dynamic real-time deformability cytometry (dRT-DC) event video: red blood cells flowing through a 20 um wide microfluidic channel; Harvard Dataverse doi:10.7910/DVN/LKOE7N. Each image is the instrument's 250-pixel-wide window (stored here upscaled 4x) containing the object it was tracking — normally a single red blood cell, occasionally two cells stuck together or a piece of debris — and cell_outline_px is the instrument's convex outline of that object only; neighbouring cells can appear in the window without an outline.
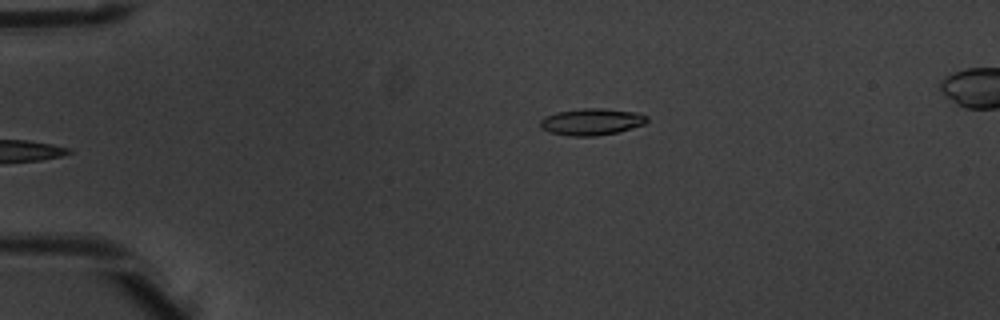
{"species": "common noctule bat (a hibernating species)", "species_latin": "Nyctalus noctula", "temperature_condition": "warm", "stored_images_in_passage": 4, "camera_frame_rate_fps": 3000, "um_per_image_px": 0.085, "animal": {"sex": "male", "body_mass_g": 20.1, "forearm_length_mm": 53.5}, "frame": {"image": 1, "passage_image": 4, "time_ms": 1.0, "image_size_px": [1000, 320], "cell_outline_px": [[648, 120], [644, 124], [616, 132], [596, 136], [572, 136], [548, 132], [540, 128], [540, 120], [544, 116], [556, 112], [584, 108], [604, 108], [636, 112], [648, 116]], "centroid_in_image_um": [50.25, 10.34], "position_along_channel_um": 34.7, "area_um2": 16.65}}